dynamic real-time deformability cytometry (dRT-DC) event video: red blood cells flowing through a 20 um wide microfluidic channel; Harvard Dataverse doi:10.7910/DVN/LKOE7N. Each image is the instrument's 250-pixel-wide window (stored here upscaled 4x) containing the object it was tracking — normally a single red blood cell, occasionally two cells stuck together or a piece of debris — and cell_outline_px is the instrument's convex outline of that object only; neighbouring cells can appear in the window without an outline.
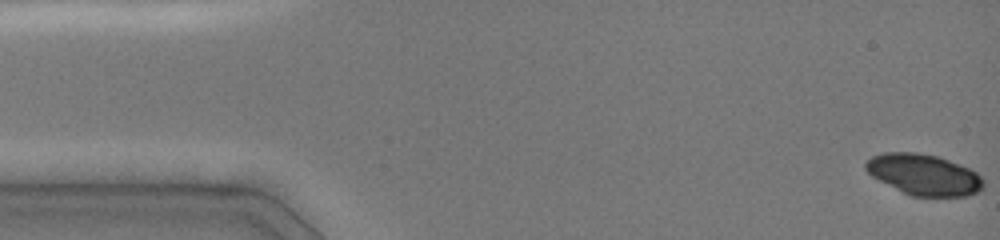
{"species": "common noctule bat (a hibernating species)", "species_latin": "Nyctalus noctula", "temperature_condition": "cold", "stored_images_in_passage": 6, "camera_frame_rate_fps": 3000, "um_per_image_px": 0.085, "animal": {"sex": "female", "body_mass_g": 19.0, "forearm_length_mm": 51.5}, "frame": {"image": 1, "passage_image": 1, "time_ms": 0.0, "image_size_px": [1000, 240], "cell_outline_px": [[984, 188], [980, 192], [968, 196], [912, 196], [872, 176], [864, 168], [864, 164], [872, 156], [884, 152], [916, 152], [936, 156], [948, 160], [968, 168], [976, 172], [984, 180]], "centroid_in_image_um": [78.56, 14.84], "position_along_channel_um": 6.4, "area_um2": 27.92}}
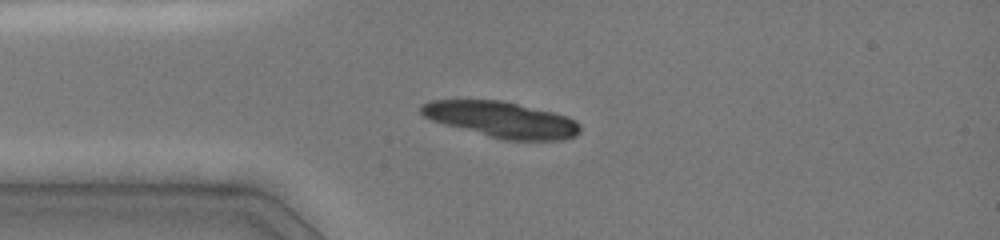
{"frame": {"image": 2, "passage_image": 5, "time_ms": 3.667, "image_size_px": [1000, 240], "cell_outline_px": [[580, 132], [576, 136], [564, 140], [504, 140], [488, 136], [444, 124], [432, 120], [424, 116], [420, 112], [420, 104], [428, 100], [500, 100], [552, 112], [568, 116], [576, 120], [580, 124]], "centroid_in_image_um": [42.64, 10.16], "position_along_channel_um": 42.4, "area_um2": 33.23}}